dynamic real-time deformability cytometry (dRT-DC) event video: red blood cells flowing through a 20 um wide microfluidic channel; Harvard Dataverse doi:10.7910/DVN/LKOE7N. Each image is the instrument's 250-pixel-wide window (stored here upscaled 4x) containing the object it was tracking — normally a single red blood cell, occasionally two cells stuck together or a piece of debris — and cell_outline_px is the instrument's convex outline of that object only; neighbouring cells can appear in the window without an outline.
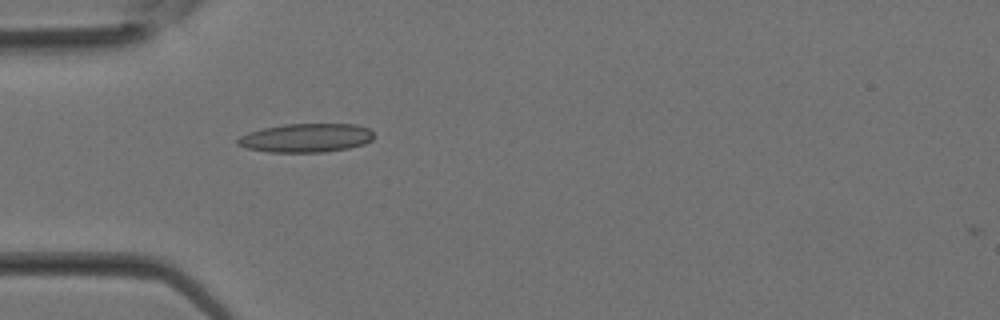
{"species": "Egyptian fruit bat (a non-hibernating species)", "species_latin": "Rousettus aegyptiacus", "temperature_condition": "room temperature", "stored_images_in_passage": 14, "camera_frame_rate_fps": 3000, "um_per_image_px": 0.085, "animal": {"sex": "female"}, "frame": {"image": 1, "passage_image": 10, "time_ms": 3.0, "image_size_px": [1000, 320], "cell_outline_px": [[372, 140], [364, 144], [348, 148], [324, 152], [268, 152], [248, 148], [236, 144], [236, 140], [240, 136], [248, 132], [264, 128], [284, 124], [356, 124], [368, 128], [372, 132]], "centroid_in_image_um": [26.0, 11.72], "position_along_channel_um": 59.0, "area_um2": 22.77}}
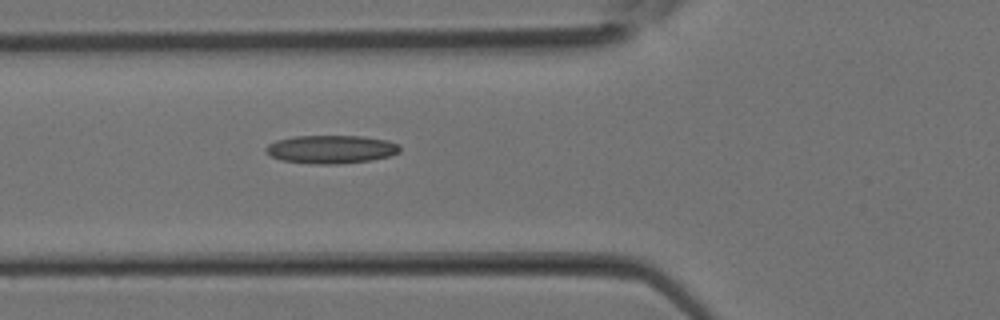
{"frame": {"image": 2, "passage_image": 12, "time_ms": 3.667, "image_size_px": [1000, 320], "cell_outline_px": [[400, 152], [388, 156], [372, 160], [336, 164], [316, 164], [280, 160], [264, 152], [264, 148], [268, 144], [276, 140], [296, 136], [364, 136], [388, 140], [400, 144]], "centroid_in_image_um": [28.14, 12.68], "position_along_channel_um": 97.7, "area_um2": 22.2}}
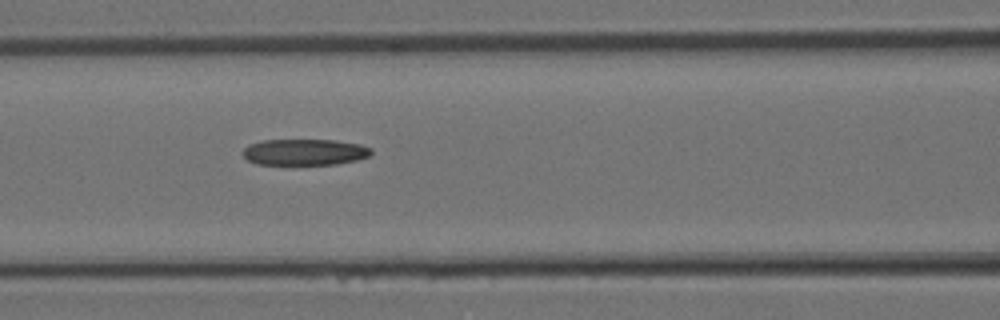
{"frame": {"image": 3, "passage_image": 14, "time_ms": 4.333, "image_size_px": [1000, 320], "cell_outline_px": [[372, 152], [368, 156], [356, 160], [336, 164], [256, 164], [248, 160], [240, 152], [248, 144], [260, 140], [336, 140], [360, 144], [372, 148]], "centroid_in_image_um": [25.86, 12.92], "position_along_channel_um": 140.7, "area_um2": 19.71}}